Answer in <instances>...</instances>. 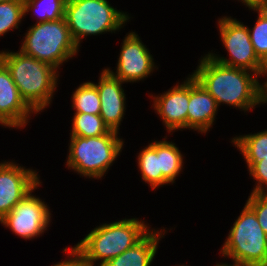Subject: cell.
I'll return each instance as SVG.
<instances>
[{"label":"cell","instance_id":"1","mask_svg":"<svg viewBox=\"0 0 267 266\" xmlns=\"http://www.w3.org/2000/svg\"><path fill=\"white\" fill-rule=\"evenodd\" d=\"M191 75L214 97L216 104H227L249 112L258 106V74L228 67L205 54Z\"/></svg>","mask_w":267,"mask_h":266},{"label":"cell","instance_id":"2","mask_svg":"<svg viewBox=\"0 0 267 266\" xmlns=\"http://www.w3.org/2000/svg\"><path fill=\"white\" fill-rule=\"evenodd\" d=\"M0 60L9 69L21 97L37 114L51 105L60 71L20 50H2Z\"/></svg>","mask_w":267,"mask_h":266},{"label":"cell","instance_id":"3","mask_svg":"<svg viewBox=\"0 0 267 266\" xmlns=\"http://www.w3.org/2000/svg\"><path fill=\"white\" fill-rule=\"evenodd\" d=\"M148 225L139 218L103 223L92 229L73 248L91 266H103L138 243L152 229Z\"/></svg>","mask_w":267,"mask_h":266},{"label":"cell","instance_id":"4","mask_svg":"<svg viewBox=\"0 0 267 266\" xmlns=\"http://www.w3.org/2000/svg\"><path fill=\"white\" fill-rule=\"evenodd\" d=\"M119 133L111 130L102 136H70L66 166L84 178L102 179L124 148Z\"/></svg>","mask_w":267,"mask_h":266},{"label":"cell","instance_id":"5","mask_svg":"<svg viewBox=\"0 0 267 266\" xmlns=\"http://www.w3.org/2000/svg\"><path fill=\"white\" fill-rule=\"evenodd\" d=\"M130 18L107 0H67L65 5L67 26L79 49L82 39L120 31Z\"/></svg>","mask_w":267,"mask_h":266},{"label":"cell","instance_id":"6","mask_svg":"<svg viewBox=\"0 0 267 266\" xmlns=\"http://www.w3.org/2000/svg\"><path fill=\"white\" fill-rule=\"evenodd\" d=\"M24 34L20 51L55 69L78 54L65 17L56 21L35 23Z\"/></svg>","mask_w":267,"mask_h":266},{"label":"cell","instance_id":"7","mask_svg":"<svg viewBox=\"0 0 267 266\" xmlns=\"http://www.w3.org/2000/svg\"><path fill=\"white\" fill-rule=\"evenodd\" d=\"M220 254L231 259L232 263L267 266V235L255 212L246 203L233 223Z\"/></svg>","mask_w":267,"mask_h":266},{"label":"cell","instance_id":"8","mask_svg":"<svg viewBox=\"0 0 267 266\" xmlns=\"http://www.w3.org/2000/svg\"><path fill=\"white\" fill-rule=\"evenodd\" d=\"M217 23L220 41L229 54H227L229 58L215 54L212 50L207 55L222 65L259 74L264 63L255 54L248 26L231 16H222Z\"/></svg>","mask_w":267,"mask_h":266},{"label":"cell","instance_id":"9","mask_svg":"<svg viewBox=\"0 0 267 266\" xmlns=\"http://www.w3.org/2000/svg\"><path fill=\"white\" fill-rule=\"evenodd\" d=\"M42 185L40 182L14 208L5 215L0 223L24 240H31L44 234L51 223V211L47 203L32 194Z\"/></svg>","mask_w":267,"mask_h":266},{"label":"cell","instance_id":"10","mask_svg":"<svg viewBox=\"0 0 267 266\" xmlns=\"http://www.w3.org/2000/svg\"><path fill=\"white\" fill-rule=\"evenodd\" d=\"M121 44L116 71L105 68L114 77L124 83H134L143 81L158 69L152 54L135 31L127 33Z\"/></svg>","mask_w":267,"mask_h":266},{"label":"cell","instance_id":"11","mask_svg":"<svg viewBox=\"0 0 267 266\" xmlns=\"http://www.w3.org/2000/svg\"><path fill=\"white\" fill-rule=\"evenodd\" d=\"M36 170L14 161L0 162V220L39 183Z\"/></svg>","mask_w":267,"mask_h":266},{"label":"cell","instance_id":"12","mask_svg":"<svg viewBox=\"0 0 267 266\" xmlns=\"http://www.w3.org/2000/svg\"><path fill=\"white\" fill-rule=\"evenodd\" d=\"M186 78L181 84L178 82L162 94H150L155 113L162 119L168 133L187 129L189 76Z\"/></svg>","mask_w":267,"mask_h":266},{"label":"cell","instance_id":"13","mask_svg":"<svg viewBox=\"0 0 267 266\" xmlns=\"http://www.w3.org/2000/svg\"><path fill=\"white\" fill-rule=\"evenodd\" d=\"M37 114L21 97L9 69L0 60V125L24 129Z\"/></svg>","mask_w":267,"mask_h":266},{"label":"cell","instance_id":"14","mask_svg":"<svg viewBox=\"0 0 267 266\" xmlns=\"http://www.w3.org/2000/svg\"><path fill=\"white\" fill-rule=\"evenodd\" d=\"M96 87L101 100L100 116L110 130L119 133L126 112L124 82L114 77L105 68L101 71Z\"/></svg>","mask_w":267,"mask_h":266},{"label":"cell","instance_id":"15","mask_svg":"<svg viewBox=\"0 0 267 266\" xmlns=\"http://www.w3.org/2000/svg\"><path fill=\"white\" fill-rule=\"evenodd\" d=\"M218 110L214 97L192 75H189L187 129L207 134L216 121Z\"/></svg>","mask_w":267,"mask_h":266},{"label":"cell","instance_id":"16","mask_svg":"<svg viewBox=\"0 0 267 266\" xmlns=\"http://www.w3.org/2000/svg\"><path fill=\"white\" fill-rule=\"evenodd\" d=\"M168 231L151 229L138 243L103 266H151L157 254L160 240Z\"/></svg>","mask_w":267,"mask_h":266},{"label":"cell","instance_id":"17","mask_svg":"<svg viewBox=\"0 0 267 266\" xmlns=\"http://www.w3.org/2000/svg\"><path fill=\"white\" fill-rule=\"evenodd\" d=\"M138 154L137 166L141 173V179L149 185L151 190L170 184L160 170V141L155 140L148 143Z\"/></svg>","mask_w":267,"mask_h":266},{"label":"cell","instance_id":"18","mask_svg":"<svg viewBox=\"0 0 267 266\" xmlns=\"http://www.w3.org/2000/svg\"><path fill=\"white\" fill-rule=\"evenodd\" d=\"M233 147H237L243 155L248 169L258 161L267 158V129L254 134L233 137Z\"/></svg>","mask_w":267,"mask_h":266},{"label":"cell","instance_id":"19","mask_svg":"<svg viewBox=\"0 0 267 266\" xmlns=\"http://www.w3.org/2000/svg\"><path fill=\"white\" fill-rule=\"evenodd\" d=\"M166 139L167 137H164L160 140V170H162V175L173 184L183 172L184 155L174 142Z\"/></svg>","mask_w":267,"mask_h":266},{"label":"cell","instance_id":"20","mask_svg":"<svg viewBox=\"0 0 267 266\" xmlns=\"http://www.w3.org/2000/svg\"><path fill=\"white\" fill-rule=\"evenodd\" d=\"M71 97V107L75 113L100 115L101 100L92 81L79 84Z\"/></svg>","mask_w":267,"mask_h":266},{"label":"cell","instance_id":"21","mask_svg":"<svg viewBox=\"0 0 267 266\" xmlns=\"http://www.w3.org/2000/svg\"><path fill=\"white\" fill-rule=\"evenodd\" d=\"M72 129L70 136H80L83 138L102 136L111 130L104 123L100 115L88 113H73Z\"/></svg>","mask_w":267,"mask_h":266},{"label":"cell","instance_id":"22","mask_svg":"<svg viewBox=\"0 0 267 266\" xmlns=\"http://www.w3.org/2000/svg\"><path fill=\"white\" fill-rule=\"evenodd\" d=\"M67 0H25L24 15L29 12L37 13L36 23L56 21L65 17Z\"/></svg>","mask_w":267,"mask_h":266},{"label":"cell","instance_id":"23","mask_svg":"<svg viewBox=\"0 0 267 266\" xmlns=\"http://www.w3.org/2000/svg\"><path fill=\"white\" fill-rule=\"evenodd\" d=\"M257 12L254 27L249 28L250 40L253 44L255 54L264 63H267V9H249Z\"/></svg>","mask_w":267,"mask_h":266},{"label":"cell","instance_id":"24","mask_svg":"<svg viewBox=\"0 0 267 266\" xmlns=\"http://www.w3.org/2000/svg\"><path fill=\"white\" fill-rule=\"evenodd\" d=\"M24 18V2H0V37L19 29Z\"/></svg>","mask_w":267,"mask_h":266},{"label":"cell","instance_id":"25","mask_svg":"<svg viewBox=\"0 0 267 266\" xmlns=\"http://www.w3.org/2000/svg\"><path fill=\"white\" fill-rule=\"evenodd\" d=\"M246 204L255 212L261 228L267 235V193H250Z\"/></svg>","mask_w":267,"mask_h":266},{"label":"cell","instance_id":"26","mask_svg":"<svg viewBox=\"0 0 267 266\" xmlns=\"http://www.w3.org/2000/svg\"><path fill=\"white\" fill-rule=\"evenodd\" d=\"M248 171L251 178L256 180L251 193H267V158L255 162Z\"/></svg>","mask_w":267,"mask_h":266},{"label":"cell","instance_id":"27","mask_svg":"<svg viewBox=\"0 0 267 266\" xmlns=\"http://www.w3.org/2000/svg\"><path fill=\"white\" fill-rule=\"evenodd\" d=\"M64 252L65 254L67 253V258L51 266H91L80 256V254L73 247H65L63 253Z\"/></svg>","mask_w":267,"mask_h":266},{"label":"cell","instance_id":"28","mask_svg":"<svg viewBox=\"0 0 267 266\" xmlns=\"http://www.w3.org/2000/svg\"><path fill=\"white\" fill-rule=\"evenodd\" d=\"M262 76L267 78V63L264 64V67L260 70L258 78ZM263 82L261 83L260 80H258V106L259 104H267V79Z\"/></svg>","mask_w":267,"mask_h":266},{"label":"cell","instance_id":"29","mask_svg":"<svg viewBox=\"0 0 267 266\" xmlns=\"http://www.w3.org/2000/svg\"><path fill=\"white\" fill-rule=\"evenodd\" d=\"M243 3L248 9H262V0H237Z\"/></svg>","mask_w":267,"mask_h":266},{"label":"cell","instance_id":"30","mask_svg":"<svg viewBox=\"0 0 267 266\" xmlns=\"http://www.w3.org/2000/svg\"><path fill=\"white\" fill-rule=\"evenodd\" d=\"M215 266H249V265H245V264H241V263H235V262H233V264H228V263H226V262H222V263H216V265Z\"/></svg>","mask_w":267,"mask_h":266},{"label":"cell","instance_id":"31","mask_svg":"<svg viewBox=\"0 0 267 266\" xmlns=\"http://www.w3.org/2000/svg\"><path fill=\"white\" fill-rule=\"evenodd\" d=\"M9 1H12V2H24L25 0H0V2H9Z\"/></svg>","mask_w":267,"mask_h":266},{"label":"cell","instance_id":"32","mask_svg":"<svg viewBox=\"0 0 267 266\" xmlns=\"http://www.w3.org/2000/svg\"><path fill=\"white\" fill-rule=\"evenodd\" d=\"M262 9H267V0H262Z\"/></svg>","mask_w":267,"mask_h":266}]
</instances>
